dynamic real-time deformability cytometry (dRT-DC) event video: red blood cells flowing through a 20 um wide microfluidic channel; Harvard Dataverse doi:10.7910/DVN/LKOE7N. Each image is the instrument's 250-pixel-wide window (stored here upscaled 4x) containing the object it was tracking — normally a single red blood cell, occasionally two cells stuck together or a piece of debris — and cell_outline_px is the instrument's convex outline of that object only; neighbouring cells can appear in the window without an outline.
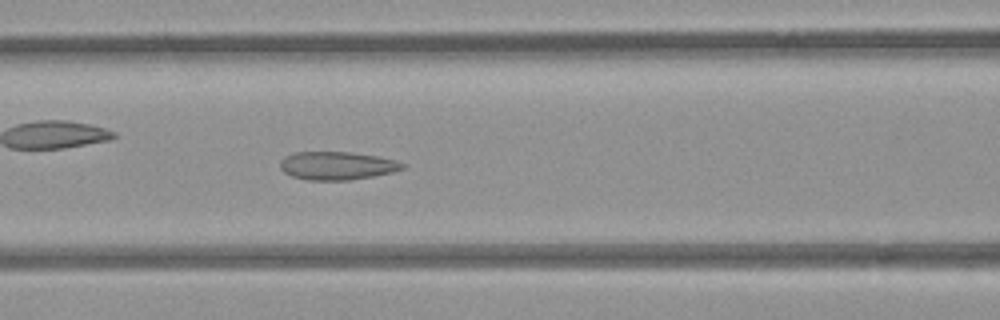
{"species": "common noctule bat (a hibernating species)", "species_latin": "Nyctalus noctula", "temperature_condition": "room temperature", "stored_images_in_passage": 52, "camera_frame_rate_fps": 3000, "um_per_image_px": 0.085, "animal": {"sex": "female", "body_mass_g": 21.9}, "frame": {"image": 1, "passage_image": 21, "time_ms": 6.667, "image_size_px": [1000, 320], "cell_outline_px": [[408, 164], [404, 168], [392, 172], [372, 176], [348, 180], [308, 180], [292, 176], [284, 172], [280, 168], [280, 160], [284, 156], [296, 152], [348, 152], [376, 156], [396, 160]], "centroid_in_image_um": [28.64, 14.08], "position_along_channel_um": 138.0, "area_um2": 20.06}}
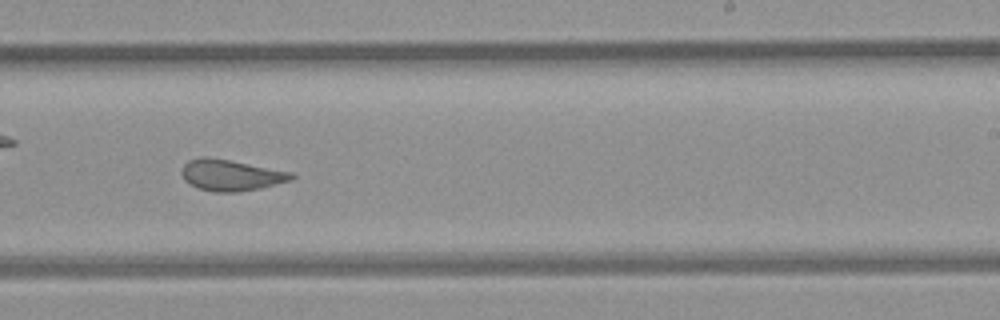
{"frame": {"image": 2, "passage_image": 31, "time_ms": 10.0, "image_size_px": [1000, 320], "cell_outline_px": [[296, 176], [292, 180], [260, 188], [240, 192], [212, 192], [200, 188], [184, 180], [180, 172], [184, 164], [188, 160], [200, 156], [208, 156], [292, 172]], "centroid_in_image_um": [19.61, 14.88], "position_along_channel_um": 269.4, "area_um2": 20.0}}
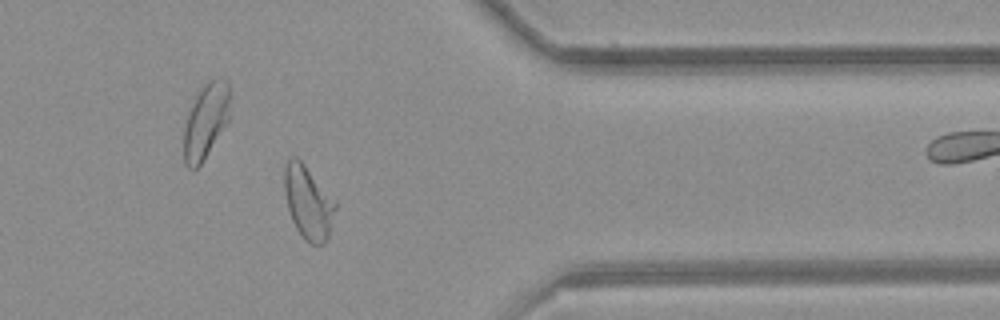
{"frame": {"image": 3, "passage_image": 41, "time_ms": 13.333, "image_size_px": [1000, 320], "cell_outline_px": [[336, 208], [328, 240], [324, 244], [312, 244], [304, 240], [296, 228], [292, 220], [288, 208], [284, 192], [284, 168], [288, 160], [292, 156], [296, 156], [304, 164], [336, 200]], "centroid_in_image_um": [26.21, 17.22], "position_along_channel_um": 385.2, "area_um2": 21.91}, "authors_computed_cell_mechanics": {"area_um2": 21.675, "velocity_mm_per_s": 3.9476, "shape_relaxation_time_tau1_ms": null, "shape_relaxation_time_tau2_ms": 1.6078, "deformation_change_tau1": null, "deformation_change_tau2": 0.1}}